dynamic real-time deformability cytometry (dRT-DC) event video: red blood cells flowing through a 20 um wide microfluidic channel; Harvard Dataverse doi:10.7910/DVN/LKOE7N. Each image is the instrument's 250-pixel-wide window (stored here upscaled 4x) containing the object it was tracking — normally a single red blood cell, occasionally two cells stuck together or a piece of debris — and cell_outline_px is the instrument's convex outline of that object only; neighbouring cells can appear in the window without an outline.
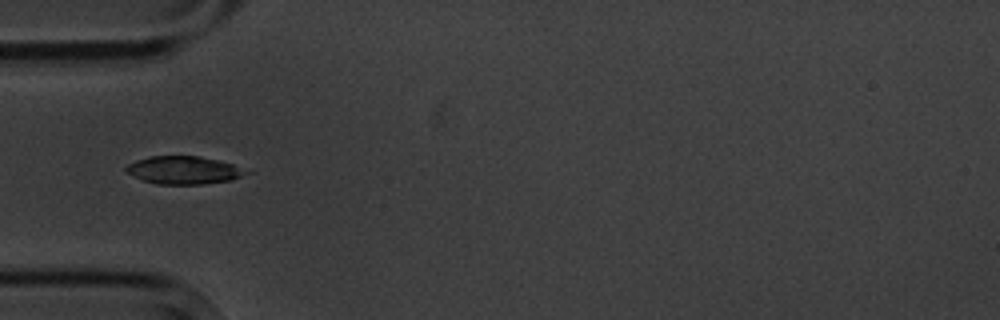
{"species": "common noctule bat (a hibernating species)", "species_latin": "Nyctalus noctula", "temperature_condition": "cold", "stored_images_in_passage": 10, "camera_frame_rate_fps": 3000, "um_per_image_px": 0.085, "animal": {"sex": "male", "body_mass_g": 20.1, "forearm_length_mm": 53.5}, "frame": {"image": 1, "passage_image": 4, "time_ms": 3.667, "image_size_px": [1000, 320], "cell_outline_px": [[256, 172], [228, 180], [200, 184], [156, 184], [144, 180], [128, 172], [124, 168], [128, 164], [136, 160], [152, 156], [200, 156], [232, 164]], "centroid_in_image_um": [15.67, 14.46], "position_along_channel_um": 69.3, "area_um2": 19.31}}
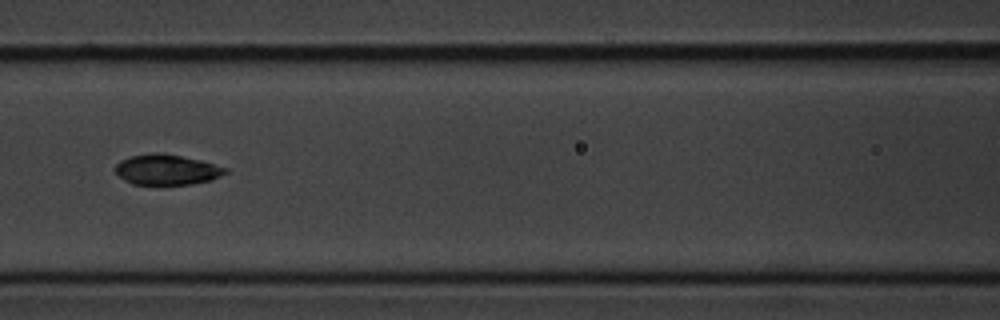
{"frame": {"image": 2, "passage_image": 6, "time_ms": 6.0, "image_size_px": [1000, 320], "cell_outline_px": [[228, 172], [212, 180], [188, 184], [132, 184], [124, 180], [112, 168], [120, 160], [132, 156], [152, 152], [156, 152], [180, 156], [200, 160], [228, 168]], "centroid_in_image_um": [14.15, 14.42], "position_along_channel_um": 152.4, "area_um2": 19.42}}
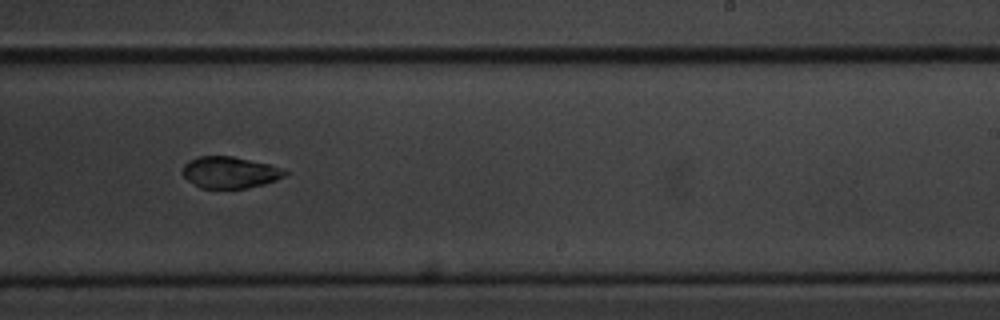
{"frame": {"image": 3, "passage_image": 9, "time_ms": 9.333, "image_size_px": [1000, 320], "cell_outline_px": [[288, 172], [284, 176], [276, 180], [264, 184], [248, 188], [200, 188], [188, 180], [184, 176], [184, 164], [188, 160], [200, 156], [232, 156], [268, 164], [280, 168]], "centroid_in_image_um": [19.53, 14.65], "position_along_channel_um": 269.5, "area_um2": 18.61}}